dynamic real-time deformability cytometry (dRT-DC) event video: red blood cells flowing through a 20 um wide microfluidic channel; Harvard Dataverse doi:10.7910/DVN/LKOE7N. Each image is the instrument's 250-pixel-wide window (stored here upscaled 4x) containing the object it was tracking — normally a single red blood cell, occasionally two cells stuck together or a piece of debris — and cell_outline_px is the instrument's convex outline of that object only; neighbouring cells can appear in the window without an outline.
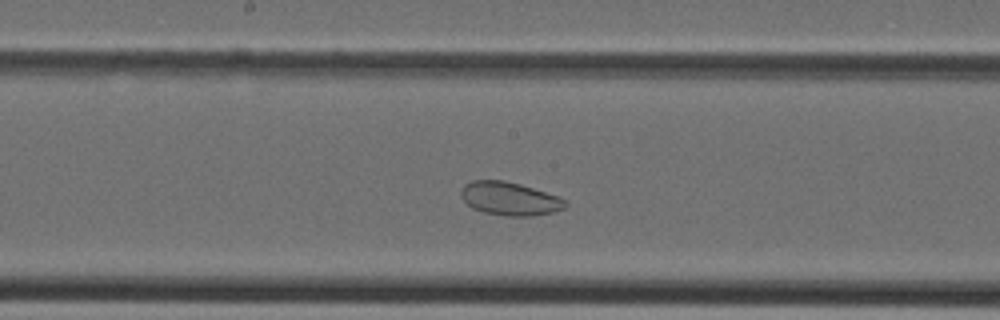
{"species": "Egyptian fruit bat (a non-hibernating species)", "species_latin": "Rousettus aegyptiacus", "temperature_condition": "cold", "stored_images_in_passage": 34, "camera_frame_rate_fps": 3000, "um_per_image_px": 0.085, "animal": {"sex": "female"}, "frame": {"image": 1, "passage_image": 15, "time_ms": 4.667, "image_size_px": [1000, 320], "cell_outline_px": [[568, 204], [564, 208], [552, 212], [528, 216], [508, 216], [484, 212], [472, 208], [460, 196], [460, 192], [464, 184], [472, 180], [504, 180], [520, 184], [560, 196], [568, 200]], "centroid_in_image_um": [43.34, 16.87], "position_along_channel_um": 204.9, "area_um2": 20.35}}